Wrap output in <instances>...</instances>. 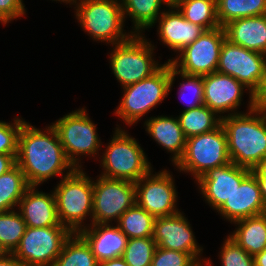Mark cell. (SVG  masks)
<instances>
[{
	"instance_id": "1",
	"label": "cell",
	"mask_w": 266,
	"mask_h": 266,
	"mask_svg": "<svg viewBox=\"0 0 266 266\" xmlns=\"http://www.w3.org/2000/svg\"><path fill=\"white\" fill-rule=\"evenodd\" d=\"M16 164L29 186H40L49 179L69 175L76 168L68 160L52 124L37 128L25 121L18 136Z\"/></svg>"
},
{
	"instance_id": "2",
	"label": "cell",
	"mask_w": 266,
	"mask_h": 266,
	"mask_svg": "<svg viewBox=\"0 0 266 266\" xmlns=\"http://www.w3.org/2000/svg\"><path fill=\"white\" fill-rule=\"evenodd\" d=\"M228 154L234 164L252 170L266 158V115L263 109L221 118Z\"/></svg>"
},
{
	"instance_id": "3",
	"label": "cell",
	"mask_w": 266,
	"mask_h": 266,
	"mask_svg": "<svg viewBox=\"0 0 266 266\" xmlns=\"http://www.w3.org/2000/svg\"><path fill=\"white\" fill-rule=\"evenodd\" d=\"M70 7L80 28L97 43L115 45L128 40L121 0H72ZM128 31V32H127Z\"/></svg>"
},
{
	"instance_id": "4",
	"label": "cell",
	"mask_w": 266,
	"mask_h": 266,
	"mask_svg": "<svg viewBox=\"0 0 266 266\" xmlns=\"http://www.w3.org/2000/svg\"><path fill=\"white\" fill-rule=\"evenodd\" d=\"M105 149H101L98 162L108 179L128 180L136 183L152 168L148 155L139 141L130 135L127 128H115Z\"/></svg>"
},
{
	"instance_id": "5",
	"label": "cell",
	"mask_w": 266,
	"mask_h": 266,
	"mask_svg": "<svg viewBox=\"0 0 266 266\" xmlns=\"http://www.w3.org/2000/svg\"><path fill=\"white\" fill-rule=\"evenodd\" d=\"M171 74V63L165 64L153 75L142 79L135 84L121 88L122 96L113 114L123 122L116 124L115 128H131L143 118L162 104L169 96V84Z\"/></svg>"
},
{
	"instance_id": "6",
	"label": "cell",
	"mask_w": 266,
	"mask_h": 266,
	"mask_svg": "<svg viewBox=\"0 0 266 266\" xmlns=\"http://www.w3.org/2000/svg\"><path fill=\"white\" fill-rule=\"evenodd\" d=\"M146 37V34H133L124 42L110 45L109 67L121 88L150 77L165 64L155 59L158 47Z\"/></svg>"
},
{
	"instance_id": "7",
	"label": "cell",
	"mask_w": 266,
	"mask_h": 266,
	"mask_svg": "<svg viewBox=\"0 0 266 266\" xmlns=\"http://www.w3.org/2000/svg\"><path fill=\"white\" fill-rule=\"evenodd\" d=\"M57 183L52 189L59 222L78 233L92 224L93 177L84 168H76Z\"/></svg>"
},
{
	"instance_id": "8",
	"label": "cell",
	"mask_w": 266,
	"mask_h": 266,
	"mask_svg": "<svg viewBox=\"0 0 266 266\" xmlns=\"http://www.w3.org/2000/svg\"><path fill=\"white\" fill-rule=\"evenodd\" d=\"M87 110L86 107H79L51 122L68 160L78 169L83 168L84 158L87 160L94 158L97 161L101 149L104 148L97 132L98 127L90 118Z\"/></svg>"
},
{
	"instance_id": "9",
	"label": "cell",
	"mask_w": 266,
	"mask_h": 266,
	"mask_svg": "<svg viewBox=\"0 0 266 266\" xmlns=\"http://www.w3.org/2000/svg\"><path fill=\"white\" fill-rule=\"evenodd\" d=\"M224 127L186 139L185 150L174 165L178 173H187L194 182L209 169L230 163Z\"/></svg>"
},
{
	"instance_id": "10",
	"label": "cell",
	"mask_w": 266,
	"mask_h": 266,
	"mask_svg": "<svg viewBox=\"0 0 266 266\" xmlns=\"http://www.w3.org/2000/svg\"><path fill=\"white\" fill-rule=\"evenodd\" d=\"M73 232L66 226L26 227L13 254L26 266H53Z\"/></svg>"
},
{
	"instance_id": "11",
	"label": "cell",
	"mask_w": 266,
	"mask_h": 266,
	"mask_svg": "<svg viewBox=\"0 0 266 266\" xmlns=\"http://www.w3.org/2000/svg\"><path fill=\"white\" fill-rule=\"evenodd\" d=\"M136 203V186L128 180L93 179L92 223L116 224L120 216Z\"/></svg>"
},
{
	"instance_id": "12",
	"label": "cell",
	"mask_w": 266,
	"mask_h": 266,
	"mask_svg": "<svg viewBox=\"0 0 266 266\" xmlns=\"http://www.w3.org/2000/svg\"><path fill=\"white\" fill-rule=\"evenodd\" d=\"M136 203L155 218L174 215L178 208V191L173 172L153 168L136 183Z\"/></svg>"
},
{
	"instance_id": "13",
	"label": "cell",
	"mask_w": 266,
	"mask_h": 266,
	"mask_svg": "<svg viewBox=\"0 0 266 266\" xmlns=\"http://www.w3.org/2000/svg\"><path fill=\"white\" fill-rule=\"evenodd\" d=\"M225 39L224 27L205 30L177 55L170 56L167 62L185 74L199 76L211 74L217 71L220 50Z\"/></svg>"
},
{
	"instance_id": "14",
	"label": "cell",
	"mask_w": 266,
	"mask_h": 266,
	"mask_svg": "<svg viewBox=\"0 0 266 266\" xmlns=\"http://www.w3.org/2000/svg\"><path fill=\"white\" fill-rule=\"evenodd\" d=\"M244 93H247L246 97L249 96L248 103L243 102ZM203 98L204 105L221 118L247 112L255 107L254 95L247 87L235 78L217 71L203 76ZM246 103L247 109L239 111L241 105Z\"/></svg>"
},
{
	"instance_id": "15",
	"label": "cell",
	"mask_w": 266,
	"mask_h": 266,
	"mask_svg": "<svg viewBox=\"0 0 266 266\" xmlns=\"http://www.w3.org/2000/svg\"><path fill=\"white\" fill-rule=\"evenodd\" d=\"M265 70L266 55L224 40L217 72L235 78L255 95L261 87Z\"/></svg>"
},
{
	"instance_id": "16",
	"label": "cell",
	"mask_w": 266,
	"mask_h": 266,
	"mask_svg": "<svg viewBox=\"0 0 266 266\" xmlns=\"http://www.w3.org/2000/svg\"><path fill=\"white\" fill-rule=\"evenodd\" d=\"M184 214L181 210L174 215L155 218L153 239L157 247L189 253L199 264L214 266L210 257L203 256L204 246L198 243L192 224Z\"/></svg>"
},
{
	"instance_id": "17",
	"label": "cell",
	"mask_w": 266,
	"mask_h": 266,
	"mask_svg": "<svg viewBox=\"0 0 266 266\" xmlns=\"http://www.w3.org/2000/svg\"><path fill=\"white\" fill-rule=\"evenodd\" d=\"M251 173L233 162L209 169L194 183L204 202L217 211L234 193L236 187Z\"/></svg>"
},
{
	"instance_id": "18",
	"label": "cell",
	"mask_w": 266,
	"mask_h": 266,
	"mask_svg": "<svg viewBox=\"0 0 266 266\" xmlns=\"http://www.w3.org/2000/svg\"><path fill=\"white\" fill-rule=\"evenodd\" d=\"M156 25L158 41L176 55L193 43L205 29L187 21L174 4H170L151 28ZM158 25V26H157Z\"/></svg>"
},
{
	"instance_id": "19",
	"label": "cell",
	"mask_w": 266,
	"mask_h": 266,
	"mask_svg": "<svg viewBox=\"0 0 266 266\" xmlns=\"http://www.w3.org/2000/svg\"><path fill=\"white\" fill-rule=\"evenodd\" d=\"M215 213L229 224L266 213L258 181L252 172Z\"/></svg>"
},
{
	"instance_id": "20",
	"label": "cell",
	"mask_w": 266,
	"mask_h": 266,
	"mask_svg": "<svg viewBox=\"0 0 266 266\" xmlns=\"http://www.w3.org/2000/svg\"><path fill=\"white\" fill-rule=\"evenodd\" d=\"M39 186H29L22 196L17 210L27 227L42 228L60 224L53 190L39 191Z\"/></svg>"
},
{
	"instance_id": "21",
	"label": "cell",
	"mask_w": 266,
	"mask_h": 266,
	"mask_svg": "<svg viewBox=\"0 0 266 266\" xmlns=\"http://www.w3.org/2000/svg\"><path fill=\"white\" fill-rule=\"evenodd\" d=\"M78 234L90 246L98 263L122 257L129 239L116 224L92 223Z\"/></svg>"
},
{
	"instance_id": "22",
	"label": "cell",
	"mask_w": 266,
	"mask_h": 266,
	"mask_svg": "<svg viewBox=\"0 0 266 266\" xmlns=\"http://www.w3.org/2000/svg\"><path fill=\"white\" fill-rule=\"evenodd\" d=\"M144 120L143 127L147 136L149 135L158 146L171 154L169 160L174 167L182 157L186 145V138L177 116L161 114Z\"/></svg>"
},
{
	"instance_id": "23",
	"label": "cell",
	"mask_w": 266,
	"mask_h": 266,
	"mask_svg": "<svg viewBox=\"0 0 266 266\" xmlns=\"http://www.w3.org/2000/svg\"><path fill=\"white\" fill-rule=\"evenodd\" d=\"M224 30L231 43L266 55V14L233 20Z\"/></svg>"
},
{
	"instance_id": "24",
	"label": "cell",
	"mask_w": 266,
	"mask_h": 266,
	"mask_svg": "<svg viewBox=\"0 0 266 266\" xmlns=\"http://www.w3.org/2000/svg\"><path fill=\"white\" fill-rule=\"evenodd\" d=\"M121 2L125 23L130 18L132 22L130 30L133 34H145V30L149 31L171 4L168 0H121Z\"/></svg>"
},
{
	"instance_id": "25",
	"label": "cell",
	"mask_w": 266,
	"mask_h": 266,
	"mask_svg": "<svg viewBox=\"0 0 266 266\" xmlns=\"http://www.w3.org/2000/svg\"><path fill=\"white\" fill-rule=\"evenodd\" d=\"M235 230L228 234L251 256L266 248V213L243 218L232 223Z\"/></svg>"
},
{
	"instance_id": "26",
	"label": "cell",
	"mask_w": 266,
	"mask_h": 266,
	"mask_svg": "<svg viewBox=\"0 0 266 266\" xmlns=\"http://www.w3.org/2000/svg\"><path fill=\"white\" fill-rule=\"evenodd\" d=\"M177 115L185 138H190L216 129L221 124V117L206 105L182 111Z\"/></svg>"
},
{
	"instance_id": "27",
	"label": "cell",
	"mask_w": 266,
	"mask_h": 266,
	"mask_svg": "<svg viewBox=\"0 0 266 266\" xmlns=\"http://www.w3.org/2000/svg\"><path fill=\"white\" fill-rule=\"evenodd\" d=\"M28 187L24 173L17 164L0 175V212L17 209Z\"/></svg>"
},
{
	"instance_id": "28",
	"label": "cell",
	"mask_w": 266,
	"mask_h": 266,
	"mask_svg": "<svg viewBox=\"0 0 266 266\" xmlns=\"http://www.w3.org/2000/svg\"><path fill=\"white\" fill-rule=\"evenodd\" d=\"M174 5L187 21L198 24L205 30L220 27L216 0H177Z\"/></svg>"
},
{
	"instance_id": "29",
	"label": "cell",
	"mask_w": 266,
	"mask_h": 266,
	"mask_svg": "<svg viewBox=\"0 0 266 266\" xmlns=\"http://www.w3.org/2000/svg\"><path fill=\"white\" fill-rule=\"evenodd\" d=\"M180 77V78H179ZM176 79L181 80L177 87L178 98L185 104L183 111H187L204 104L203 98V76L189 75L177 70L171 64L169 95L173 90Z\"/></svg>"
},
{
	"instance_id": "30",
	"label": "cell",
	"mask_w": 266,
	"mask_h": 266,
	"mask_svg": "<svg viewBox=\"0 0 266 266\" xmlns=\"http://www.w3.org/2000/svg\"><path fill=\"white\" fill-rule=\"evenodd\" d=\"M216 7L221 27L236 19L266 14V0H216Z\"/></svg>"
},
{
	"instance_id": "31",
	"label": "cell",
	"mask_w": 266,
	"mask_h": 266,
	"mask_svg": "<svg viewBox=\"0 0 266 266\" xmlns=\"http://www.w3.org/2000/svg\"><path fill=\"white\" fill-rule=\"evenodd\" d=\"M155 217L135 203L119 218L116 225L129 238L153 237Z\"/></svg>"
},
{
	"instance_id": "32",
	"label": "cell",
	"mask_w": 266,
	"mask_h": 266,
	"mask_svg": "<svg viewBox=\"0 0 266 266\" xmlns=\"http://www.w3.org/2000/svg\"><path fill=\"white\" fill-rule=\"evenodd\" d=\"M53 266H98V262L86 241L78 233H73Z\"/></svg>"
},
{
	"instance_id": "33",
	"label": "cell",
	"mask_w": 266,
	"mask_h": 266,
	"mask_svg": "<svg viewBox=\"0 0 266 266\" xmlns=\"http://www.w3.org/2000/svg\"><path fill=\"white\" fill-rule=\"evenodd\" d=\"M26 227L17 209L0 212V242L8 253L16 250Z\"/></svg>"
},
{
	"instance_id": "34",
	"label": "cell",
	"mask_w": 266,
	"mask_h": 266,
	"mask_svg": "<svg viewBox=\"0 0 266 266\" xmlns=\"http://www.w3.org/2000/svg\"><path fill=\"white\" fill-rule=\"evenodd\" d=\"M156 248L153 237L128 239L122 258L129 266H151Z\"/></svg>"
},
{
	"instance_id": "35",
	"label": "cell",
	"mask_w": 266,
	"mask_h": 266,
	"mask_svg": "<svg viewBox=\"0 0 266 266\" xmlns=\"http://www.w3.org/2000/svg\"><path fill=\"white\" fill-rule=\"evenodd\" d=\"M223 240L217 256L221 266H255L253 256L241 248L228 234Z\"/></svg>"
},
{
	"instance_id": "36",
	"label": "cell",
	"mask_w": 266,
	"mask_h": 266,
	"mask_svg": "<svg viewBox=\"0 0 266 266\" xmlns=\"http://www.w3.org/2000/svg\"><path fill=\"white\" fill-rule=\"evenodd\" d=\"M13 120V121H12ZM11 122L0 120V153L18 154V136L26 121L20 115L13 117Z\"/></svg>"
},
{
	"instance_id": "37",
	"label": "cell",
	"mask_w": 266,
	"mask_h": 266,
	"mask_svg": "<svg viewBox=\"0 0 266 266\" xmlns=\"http://www.w3.org/2000/svg\"><path fill=\"white\" fill-rule=\"evenodd\" d=\"M199 263L189 254L157 247L151 266H198Z\"/></svg>"
},
{
	"instance_id": "38",
	"label": "cell",
	"mask_w": 266,
	"mask_h": 266,
	"mask_svg": "<svg viewBox=\"0 0 266 266\" xmlns=\"http://www.w3.org/2000/svg\"><path fill=\"white\" fill-rule=\"evenodd\" d=\"M27 8L23 0H0V23L7 26L14 20L26 17Z\"/></svg>"
},
{
	"instance_id": "39",
	"label": "cell",
	"mask_w": 266,
	"mask_h": 266,
	"mask_svg": "<svg viewBox=\"0 0 266 266\" xmlns=\"http://www.w3.org/2000/svg\"><path fill=\"white\" fill-rule=\"evenodd\" d=\"M255 107L266 109V70L260 89L254 95Z\"/></svg>"
},
{
	"instance_id": "40",
	"label": "cell",
	"mask_w": 266,
	"mask_h": 266,
	"mask_svg": "<svg viewBox=\"0 0 266 266\" xmlns=\"http://www.w3.org/2000/svg\"><path fill=\"white\" fill-rule=\"evenodd\" d=\"M17 154H1L0 153V175L7 172L16 164Z\"/></svg>"
},
{
	"instance_id": "41",
	"label": "cell",
	"mask_w": 266,
	"mask_h": 266,
	"mask_svg": "<svg viewBox=\"0 0 266 266\" xmlns=\"http://www.w3.org/2000/svg\"><path fill=\"white\" fill-rule=\"evenodd\" d=\"M0 266H26L13 253H8L0 257Z\"/></svg>"
},
{
	"instance_id": "42",
	"label": "cell",
	"mask_w": 266,
	"mask_h": 266,
	"mask_svg": "<svg viewBox=\"0 0 266 266\" xmlns=\"http://www.w3.org/2000/svg\"><path fill=\"white\" fill-rule=\"evenodd\" d=\"M251 172L255 175L257 180H266V158L259 162Z\"/></svg>"
},
{
	"instance_id": "43",
	"label": "cell",
	"mask_w": 266,
	"mask_h": 266,
	"mask_svg": "<svg viewBox=\"0 0 266 266\" xmlns=\"http://www.w3.org/2000/svg\"><path fill=\"white\" fill-rule=\"evenodd\" d=\"M98 266H129L122 257L105 260L98 263Z\"/></svg>"
},
{
	"instance_id": "44",
	"label": "cell",
	"mask_w": 266,
	"mask_h": 266,
	"mask_svg": "<svg viewBox=\"0 0 266 266\" xmlns=\"http://www.w3.org/2000/svg\"><path fill=\"white\" fill-rule=\"evenodd\" d=\"M253 258L255 266H266V248L262 252L256 254Z\"/></svg>"
},
{
	"instance_id": "45",
	"label": "cell",
	"mask_w": 266,
	"mask_h": 266,
	"mask_svg": "<svg viewBox=\"0 0 266 266\" xmlns=\"http://www.w3.org/2000/svg\"><path fill=\"white\" fill-rule=\"evenodd\" d=\"M258 184H259V188H260V192H261V196L263 199V202L266 206V180H257Z\"/></svg>"
},
{
	"instance_id": "46",
	"label": "cell",
	"mask_w": 266,
	"mask_h": 266,
	"mask_svg": "<svg viewBox=\"0 0 266 266\" xmlns=\"http://www.w3.org/2000/svg\"><path fill=\"white\" fill-rule=\"evenodd\" d=\"M50 1H52V2L54 1L56 3H61V4L64 3L65 5H69L70 6L72 0H50Z\"/></svg>"
},
{
	"instance_id": "47",
	"label": "cell",
	"mask_w": 266,
	"mask_h": 266,
	"mask_svg": "<svg viewBox=\"0 0 266 266\" xmlns=\"http://www.w3.org/2000/svg\"><path fill=\"white\" fill-rule=\"evenodd\" d=\"M8 254V252L4 249L3 245L0 242V257Z\"/></svg>"
},
{
	"instance_id": "48",
	"label": "cell",
	"mask_w": 266,
	"mask_h": 266,
	"mask_svg": "<svg viewBox=\"0 0 266 266\" xmlns=\"http://www.w3.org/2000/svg\"><path fill=\"white\" fill-rule=\"evenodd\" d=\"M171 4H174L177 0H168Z\"/></svg>"
}]
</instances>
